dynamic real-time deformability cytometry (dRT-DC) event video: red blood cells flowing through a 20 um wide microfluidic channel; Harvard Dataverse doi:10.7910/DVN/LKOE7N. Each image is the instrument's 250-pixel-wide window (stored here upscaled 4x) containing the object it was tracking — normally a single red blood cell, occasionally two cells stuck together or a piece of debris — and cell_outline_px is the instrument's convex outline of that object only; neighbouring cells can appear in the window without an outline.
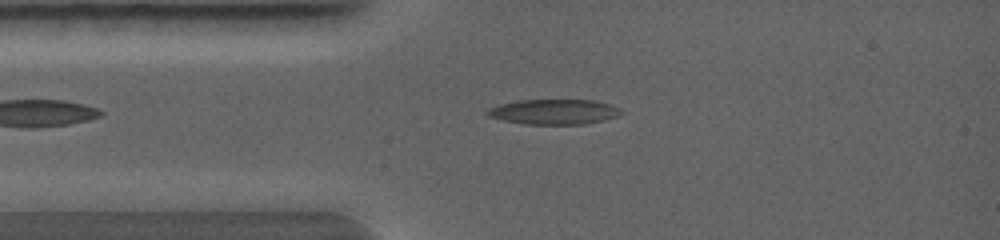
{"species": "common noctule bat (a hibernating species)", "species_latin": "Nyctalus noctula", "temperature_condition": "warm", "stored_images_in_passage": 6, "camera_frame_rate_fps": 5000, "um_per_image_px": 0.085, "animal": {"sex": "female", "body_mass_g": 19.0, "forearm_length_mm": 56.7}, "frame": {"image": 1, "passage_image": 4, "time_ms": 0.8, "image_size_px": [1000, 240], "cell_outline_px": [[624, 112], [620, 116], [604, 120], [584, 124], [524, 124], [504, 120], [488, 116], [484, 112], [488, 108], [500, 104], [516, 100], [596, 100], [612, 104], [620, 108]], "centroid_in_image_um": [47.13, 9.49], "position_along_channel_um": 37.9, "area_um2": 19.83}}
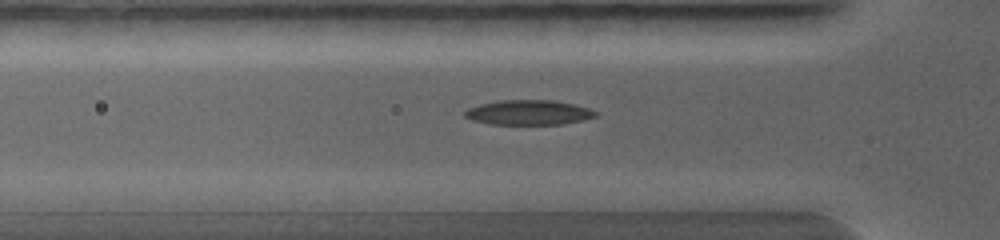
{"frame": {"image": 2, "passage_image": 6, "time_ms": 1.6, "image_size_px": [1000, 240], "cell_outline_px": [[596, 116], [584, 120], [564, 124], [488, 124], [472, 120], [464, 116], [464, 112], [468, 108], [480, 104], [500, 100], [556, 100], [588, 108], [596, 112]], "centroid_in_image_um": [44.91, 9.56], "position_along_channel_um": 80.9, "area_um2": 18.9}}